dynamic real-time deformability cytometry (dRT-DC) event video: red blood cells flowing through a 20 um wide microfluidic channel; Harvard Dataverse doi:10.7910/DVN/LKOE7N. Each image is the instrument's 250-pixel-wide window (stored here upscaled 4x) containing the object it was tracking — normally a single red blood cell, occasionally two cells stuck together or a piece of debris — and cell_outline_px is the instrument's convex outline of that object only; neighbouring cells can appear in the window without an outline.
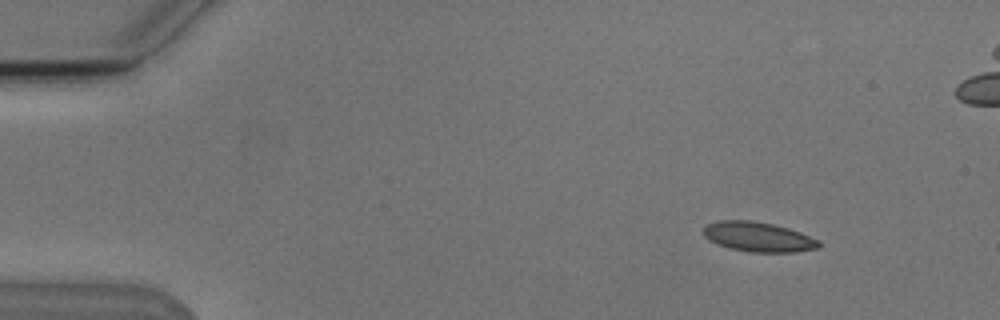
{"species": "Egyptian fruit bat (a non-hibernating species)", "species_latin": "Rousettus aegyptiacus", "temperature_condition": "cold", "stored_images_in_passage": 5, "camera_frame_rate_fps": 3000, "um_per_image_px": 0.085, "animal": {"sex": "male"}, "frame": {"image": 1, "passage_image": 1, "time_ms": 0.0, "image_size_px": [1000, 320], "cell_outline_px": [[820, 244], [816, 248], [796, 252], [748, 252], [728, 248], [716, 244], [708, 240], [704, 236], [704, 228], [708, 224], [720, 220], [752, 220], [772, 224], [788, 228], [800, 232], [820, 240]], "centroid_in_image_um": [64.43, 20.14], "position_along_channel_um": 20.6, "area_um2": 20.06}}